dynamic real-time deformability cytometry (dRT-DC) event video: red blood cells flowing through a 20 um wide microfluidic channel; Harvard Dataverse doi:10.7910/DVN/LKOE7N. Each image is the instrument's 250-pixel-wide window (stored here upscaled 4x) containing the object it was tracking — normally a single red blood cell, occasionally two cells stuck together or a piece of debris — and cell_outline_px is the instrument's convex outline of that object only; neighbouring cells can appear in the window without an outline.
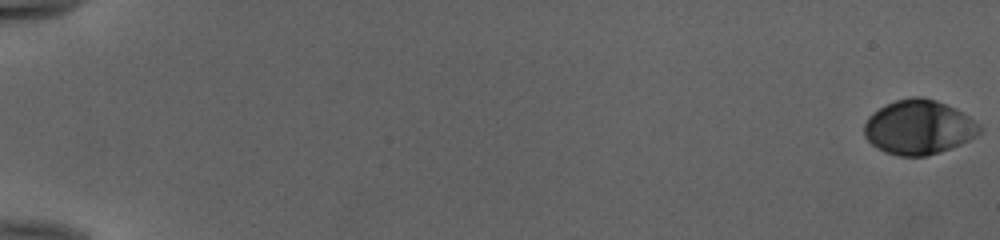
{"species": "human", "species_latin": "Homo sapiens", "temperature_condition": "cold", "stored_images_in_passage": 51, "camera_frame_rate_fps": 3000, "um_per_image_px": 0.085, "donor": {"sex": "female"}, "frame": {"image": 1, "passage_image": 1, "time_ms": 0.0, "image_size_px": [1000, 240], "cell_outline_px": [[980, 132], [976, 136], [960, 144], [940, 152], [928, 156], [900, 156], [884, 152], [876, 148], [864, 136], [864, 124], [868, 116], [872, 112], [896, 100], [912, 96], [924, 96], [936, 100], [956, 108], [980, 124]], "centroid_in_image_um": [78.07, 10.81], "position_along_channel_um": 6.9, "area_um2": 36.7}}
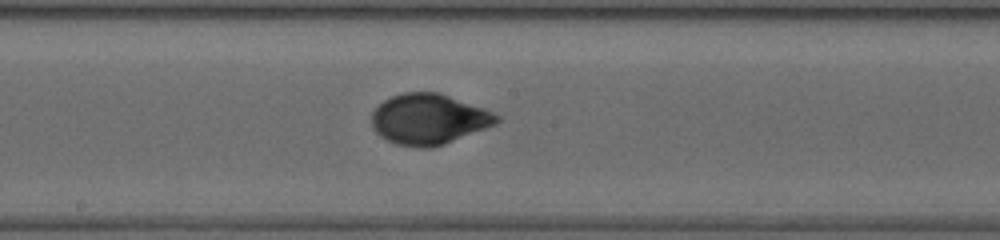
{"frame": {"image": 2, "passage_image": 32, "time_ms": 10.333, "image_size_px": [1000, 240], "cell_outline_px": [[500, 120], [496, 124], [444, 144], [432, 148], [420, 148], [396, 144], [380, 136], [372, 128], [372, 112], [384, 100], [392, 96], [404, 92], [440, 92], [484, 108], [500, 116]], "centroid_in_image_um": [36.44, 10.13], "position_along_channel_um": 211.8, "area_um2": 36.82}}
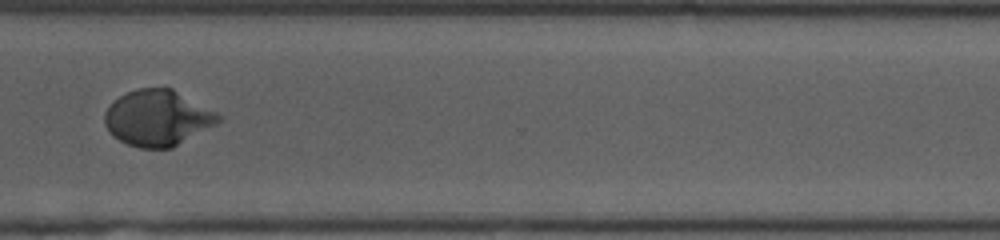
{"frame": {"image": 3, "passage_image": 43, "time_ms": 14.0, "image_size_px": [1000, 240], "cell_outline_px": [[224, 116], [216, 124], [172, 148], [140, 148], [128, 144], [112, 136], [104, 124], [104, 112], [120, 96], [136, 88], [172, 88]], "centroid_in_image_um": [13.4, 10.03], "position_along_channel_um": 357.2, "area_um2": 36.88}}